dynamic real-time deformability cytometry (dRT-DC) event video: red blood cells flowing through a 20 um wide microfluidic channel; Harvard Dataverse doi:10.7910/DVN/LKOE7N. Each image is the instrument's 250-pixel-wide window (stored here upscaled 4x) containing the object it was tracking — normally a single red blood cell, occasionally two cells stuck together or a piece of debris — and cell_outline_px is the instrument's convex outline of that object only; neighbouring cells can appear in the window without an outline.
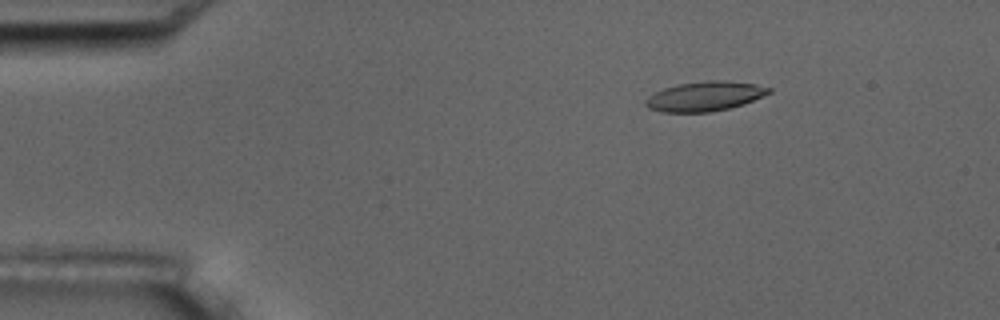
{"species": "common noctule bat (a hibernating species)", "species_latin": "Nyctalus noctula", "temperature_condition": "room temperature", "stored_images_in_passage": 4, "camera_frame_rate_fps": 3000, "um_per_image_px": 0.085, "animal": {"sex": "male", "body_mass_g": 17.5, "forearm_length_mm": 52.3}, "frame": {"image": 1, "passage_image": 2, "time_ms": 1.0, "image_size_px": [1000, 320], "cell_outline_px": [[772, 92], [744, 104], [728, 108], [708, 112], [660, 112], [648, 108], [644, 104], [644, 100], [648, 96], [664, 88], [680, 84], [708, 80], [724, 80], [756, 84], [772, 88]], "centroid_in_image_um": [59.91, 8.18], "position_along_channel_um": 25.1, "area_um2": 21.27}}